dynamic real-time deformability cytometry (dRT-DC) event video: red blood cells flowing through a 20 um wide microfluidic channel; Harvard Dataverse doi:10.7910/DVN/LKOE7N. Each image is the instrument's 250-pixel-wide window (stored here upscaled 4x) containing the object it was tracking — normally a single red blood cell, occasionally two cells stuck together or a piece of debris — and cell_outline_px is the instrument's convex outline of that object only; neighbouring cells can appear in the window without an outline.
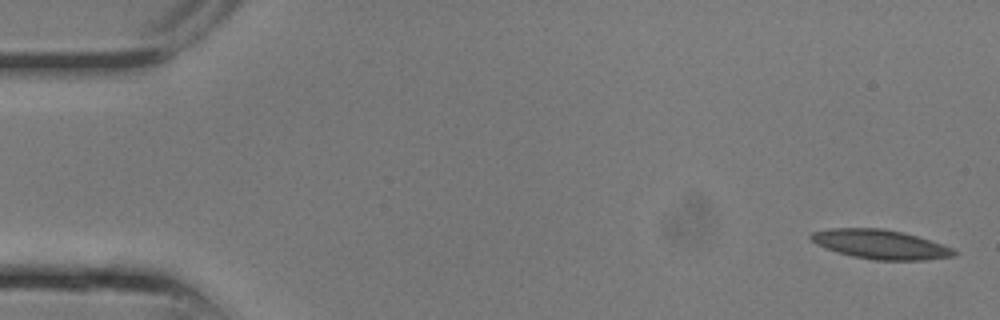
{"species": "common noctule bat (a hibernating species)", "species_latin": "Nyctalus noctula", "temperature_condition": "room temperature", "stored_images_in_passage": 7, "camera_frame_rate_fps": 3000, "um_per_image_px": 0.085, "animal": {"sex": "male", "body_mass_g": 13.3}, "frame": {"image": 1, "passage_image": 1, "time_ms": 0.0, "image_size_px": [1000, 320], "cell_outline_px": [[960, 252], [956, 256], [924, 260], [876, 260], [852, 256], [836, 252], [816, 244], [808, 236], [812, 232], [828, 228], [884, 228], [904, 232], [952, 248]], "centroid_in_image_um": [74.82, 20.77], "position_along_channel_um": 10.2, "area_um2": 24.45}}
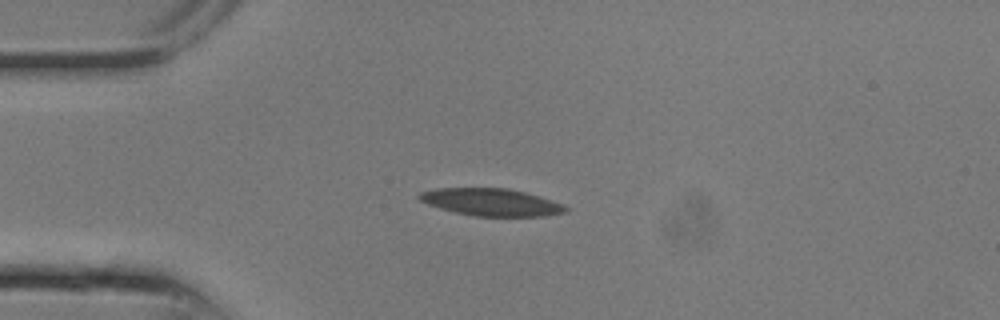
{"frame": {"image": 2, "passage_image": 6, "time_ms": 1.667, "image_size_px": [1000, 320], "cell_outline_px": [[568, 212], [544, 216], [476, 216], [456, 212], [440, 208], [428, 204], [420, 200], [416, 196], [420, 192], [436, 188], [508, 188], [524, 192], [564, 204], [568, 208]], "centroid_in_image_um": [41.75, 17.18], "position_along_channel_um": 43.2, "area_um2": 23.18}}